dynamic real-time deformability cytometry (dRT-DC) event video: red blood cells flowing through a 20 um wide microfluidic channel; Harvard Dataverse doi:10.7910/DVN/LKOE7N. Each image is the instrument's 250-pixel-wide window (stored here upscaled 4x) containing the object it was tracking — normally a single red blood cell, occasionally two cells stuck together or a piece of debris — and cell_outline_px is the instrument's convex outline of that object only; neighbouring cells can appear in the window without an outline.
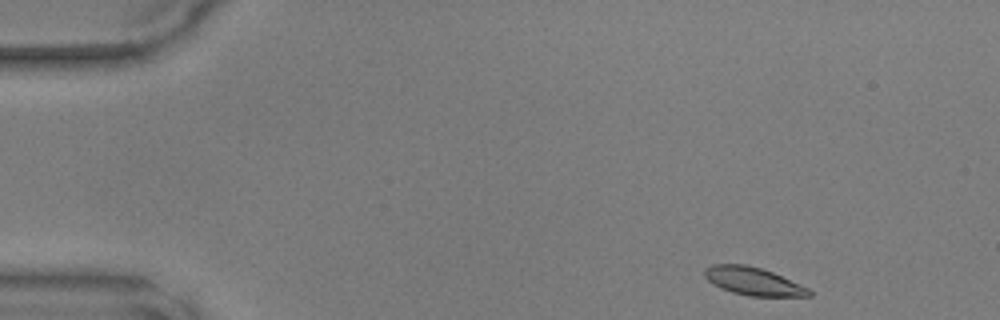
{"species": "common noctule bat (a hibernating species)", "species_latin": "Nyctalus noctula", "temperature_condition": "warm", "stored_images_in_passage": 11, "camera_frame_rate_fps": 3000, "um_per_image_px": 0.085, "animal": {"sex": "male", "body_mass_g": 17.9, "forearm_length_mm": 54.2}, "frame": {"image": 1, "passage_image": 1, "time_ms": 0.0, "image_size_px": [1000, 320], "cell_outline_px": [[812, 296], [748, 296], [732, 292], [720, 288], [712, 284], [704, 276], [704, 268], [712, 264], [744, 264], [760, 268], [772, 272], [800, 284], [808, 288], [812, 292]], "centroid_in_image_um": [63.99, 23.9], "position_along_channel_um": 21.0, "area_um2": 16.99}}